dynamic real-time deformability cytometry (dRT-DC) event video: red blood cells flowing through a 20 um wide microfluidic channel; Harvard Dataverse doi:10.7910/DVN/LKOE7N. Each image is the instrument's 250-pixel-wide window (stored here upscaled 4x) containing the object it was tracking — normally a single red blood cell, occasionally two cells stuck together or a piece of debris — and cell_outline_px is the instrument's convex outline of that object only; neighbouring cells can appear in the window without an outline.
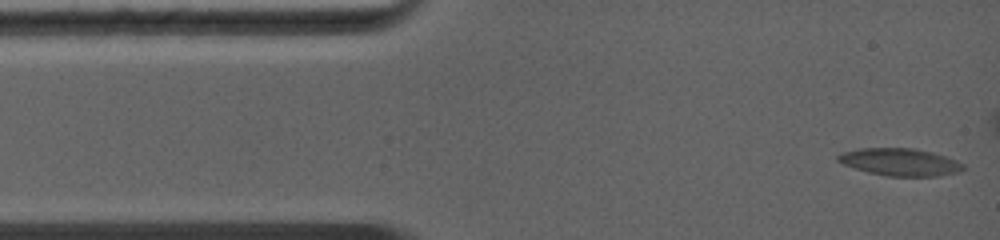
{"species": "common noctule bat (a hibernating species)", "species_latin": "Nyctalus noctula", "temperature_condition": "warm", "stored_images_in_passage": 23, "segment_of_instrument_passage": [1, 2], "camera_frame_rate_fps": 5000, "um_per_image_px": 0.085, "animal": {"sex": "female", "body_mass_g": 19.0, "forearm_length_mm": 56.7}, "frame": {"image": 1, "passage_image": 1, "time_ms": 0.0, "image_size_px": [1000, 240], "cell_outline_px": [[964, 168], [960, 172], [936, 176], [888, 176], [868, 172], [844, 164], [836, 160], [836, 156], [844, 152], [860, 148], [912, 148], [932, 152], [956, 160], [964, 164]], "centroid_in_image_um": [76.52, 13.77], "position_along_channel_um": 8.5, "area_um2": 19.83}}
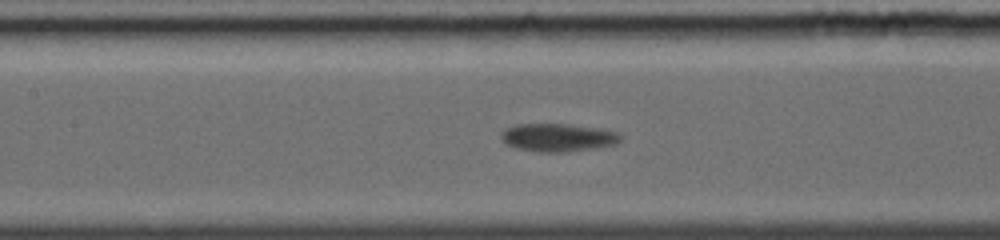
{"frame": {"image": 2, "passage_image": 16, "time_ms": 5.2, "image_size_px": [1000, 240], "cell_outline_px": [[620, 140], [616, 144], [568, 152], [540, 152], [516, 148], [504, 144], [500, 136], [500, 132], [504, 128], [516, 124], [568, 124], [596, 128], [616, 132], [620, 136]], "centroid_in_image_um": [47.33, 11.69], "position_along_channel_um": 160.1, "area_um2": 19.48}}
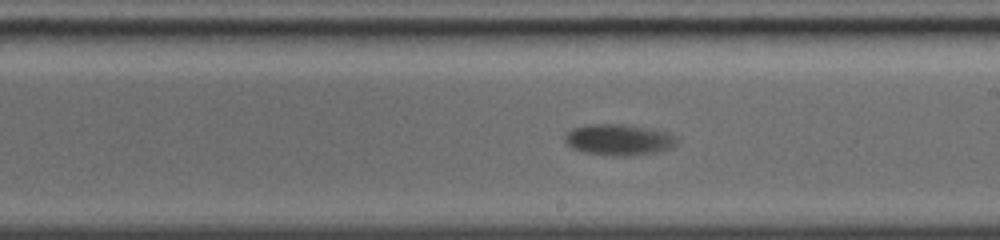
{"frame": {"image": 3, "passage_image": 21, "time_ms": 7.0, "image_size_px": [1000, 240], "cell_outline_px": [[676, 144], [672, 148], [652, 152], [628, 156], [588, 152], [572, 148], [564, 140], [564, 136], [572, 128], [584, 124], [628, 124], [652, 128], [668, 132], [676, 136]], "centroid_in_image_um": [52.61, 11.84], "position_along_channel_um": 236.4, "area_um2": 20.17}}